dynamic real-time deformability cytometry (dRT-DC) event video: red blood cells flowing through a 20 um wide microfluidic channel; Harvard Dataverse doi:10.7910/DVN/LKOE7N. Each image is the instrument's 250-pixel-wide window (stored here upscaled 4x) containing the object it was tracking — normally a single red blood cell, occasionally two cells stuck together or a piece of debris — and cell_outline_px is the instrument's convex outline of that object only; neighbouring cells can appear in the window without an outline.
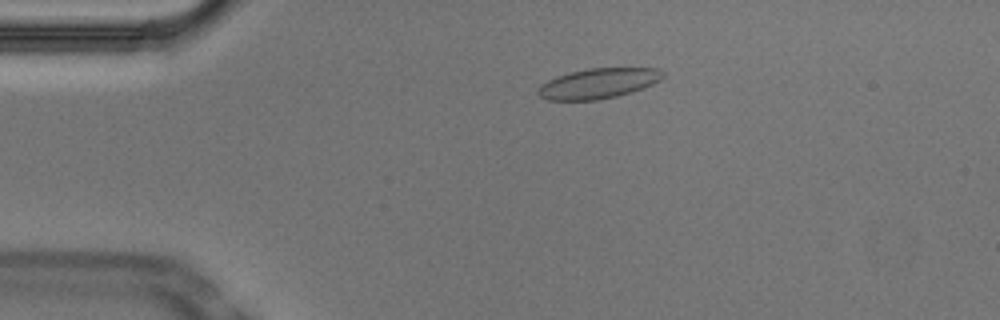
{"species": "Egyptian fruit bat (a non-hibernating species)", "species_latin": "Rousettus aegyptiacus", "temperature_condition": "cold", "stored_images_in_passage": 54, "camera_frame_rate_fps": 3000, "um_per_image_px": 0.085, "animal": {"sex": "male"}, "frame": {"image": 1, "passage_image": 11, "time_ms": 3.333, "image_size_px": [1000, 320], "cell_outline_px": [[664, 76], [660, 80], [644, 88], [632, 92], [616, 96], [596, 100], [548, 100], [540, 96], [536, 92], [540, 84], [556, 76], [568, 72], [588, 68], [660, 68], [664, 72]], "centroid_in_image_um": [50.85, 7.08], "position_along_channel_um": 34.2, "area_um2": 22.14}}
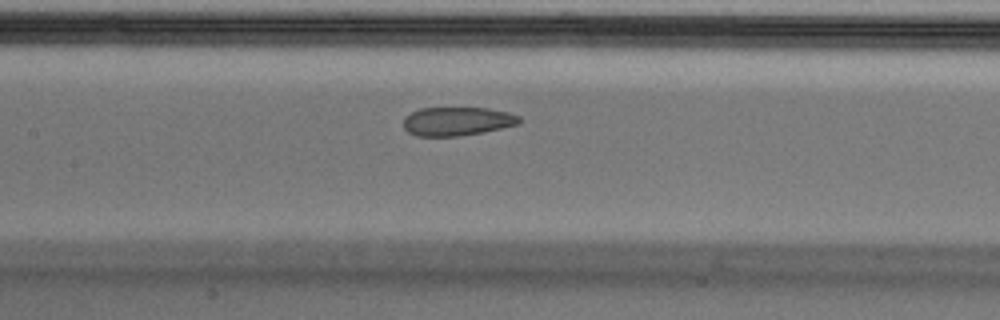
{"frame": {"image": 2, "passage_image": 25, "time_ms": 8.0, "image_size_px": [1000, 320], "cell_outline_px": [[520, 124], [484, 132], [460, 136], [416, 136], [408, 132], [404, 128], [404, 116], [420, 108], [488, 108], [508, 112], [520, 116]], "centroid_in_image_um": [38.86, 10.31], "position_along_channel_um": 168.5, "area_um2": 19.48}}
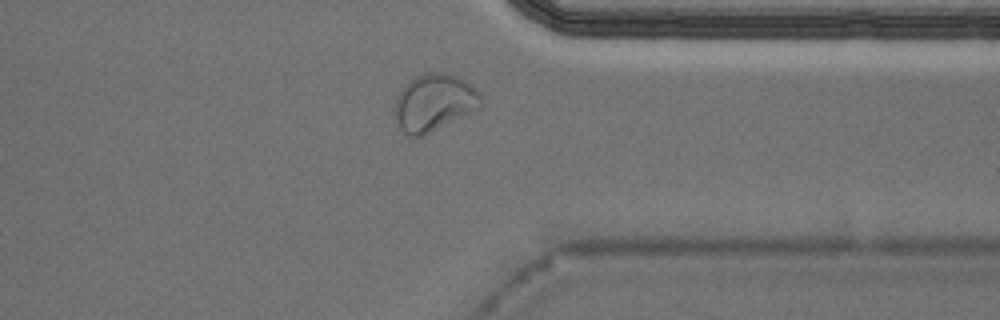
{"frame": {"image": 3, "passage_image": 42, "time_ms": 13.667, "image_size_px": [1000, 320], "cell_outline_px": [[484, 104], [480, 108], [424, 136], [408, 136], [400, 132], [396, 124], [396, 100], [400, 88], [404, 84], [416, 76], [424, 72], [444, 72], [456, 76], [464, 80], [480, 92], [484, 100]], "centroid_in_image_um": [36.91, 8.73], "position_along_channel_um": 374.5, "area_um2": 29.13}, "authors_computed_cell_mechanics": {"area_um2": 22.3686, "velocity_mm_per_s": 3.6936, "shape_relaxation_time_tau1_ms": null, "shape_relaxation_time_tau2_ms": 1.5129, "deformation_change_tau1": null, "deformation_change_tau2": 0.0551}}